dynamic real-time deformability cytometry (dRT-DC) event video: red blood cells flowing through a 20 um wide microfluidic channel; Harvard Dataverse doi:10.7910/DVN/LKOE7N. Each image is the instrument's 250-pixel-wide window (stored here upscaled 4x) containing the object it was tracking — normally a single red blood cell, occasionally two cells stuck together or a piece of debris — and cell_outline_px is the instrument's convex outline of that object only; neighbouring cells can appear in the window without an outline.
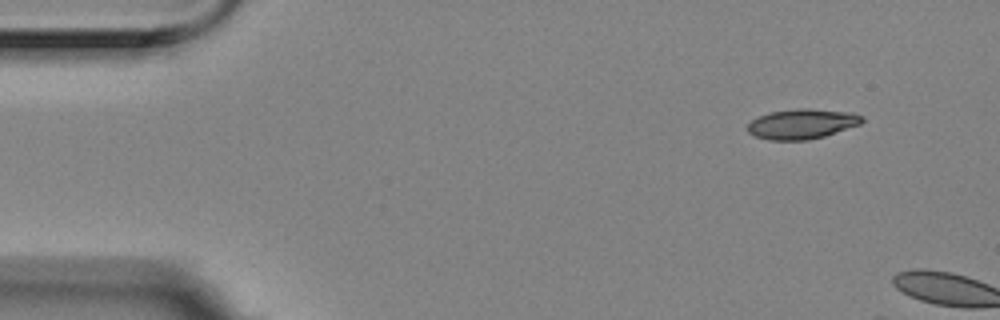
{"species": "Egyptian fruit bat (a non-hibernating species)", "species_latin": "Rousettus aegyptiacus", "temperature_condition": "room temperature", "stored_images_in_passage": 2, "camera_frame_rate_fps": 3000, "um_per_image_px": 0.085, "animal": {"sex": "female"}, "frame": {"image": 1, "passage_image": 1, "time_ms": 0.0, "image_size_px": [1000, 320], "cell_outline_px": [[864, 120], [860, 124], [824, 136], [808, 140], [768, 140], [756, 136], [748, 132], [748, 124], [752, 120], [760, 116], [772, 112], [796, 108], [808, 108], [852, 112], [864, 116]], "centroid_in_image_um": [68.2, 10.53], "position_along_channel_um": 16.8, "area_um2": 19.94}}